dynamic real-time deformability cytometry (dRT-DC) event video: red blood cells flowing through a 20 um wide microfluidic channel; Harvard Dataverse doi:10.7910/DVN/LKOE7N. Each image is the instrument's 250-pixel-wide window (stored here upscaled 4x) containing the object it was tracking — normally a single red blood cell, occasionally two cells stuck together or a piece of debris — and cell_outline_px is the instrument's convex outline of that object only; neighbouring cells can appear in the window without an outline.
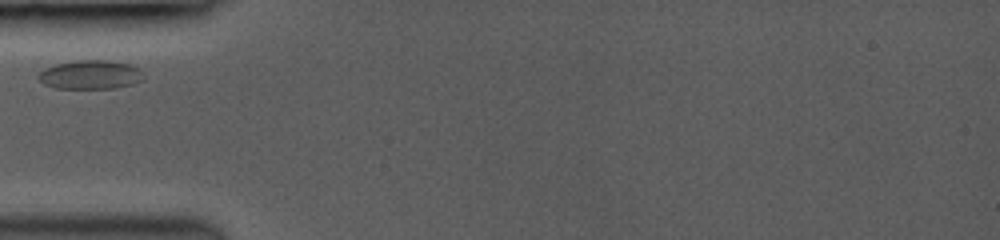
{"species": "common noctule bat (a hibernating species)", "species_latin": "Nyctalus noctula", "temperature_condition": "room temperature", "stored_images_in_passage": 26, "camera_frame_rate_fps": 3000, "um_per_image_px": 0.085, "animal": {"sex": "female", "body_mass_g": 19.0, "forearm_length_mm": 53.3}, "frame": {"image": 1, "passage_image": 1, "time_ms": 0.0, "image_size_px": [1000, 240], "cell_outline_px": [[144, 76], [140, 80], [132, 84], [112, 88], [56, 88], [44, 84], [36, 76], [44, 68], [56, 64], [76, 60], [108, 60], [128, 64], [140, 68], [144, 72]], "centroid_in_image_um": [7.68, 6.34], "position_along_channel_um": 77.3, "area_um2": 17.69}}
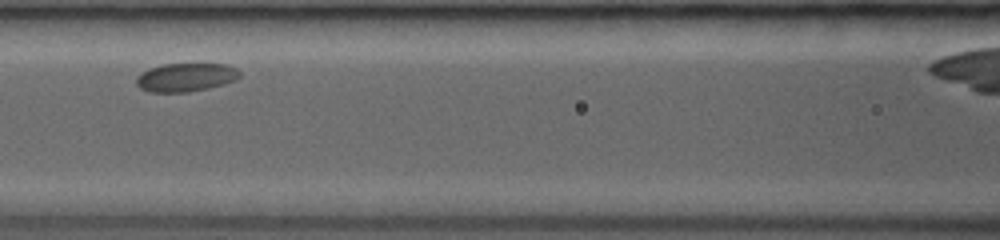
{"frame": {"image": 2, "passage_image": 11, "time_ms": 2.0, "image_size_px": [1000, 240], "cell_outline_px": [[240, 76], [236, 80], [224, 84], [208, 88], [188, 92], [148, 92], [140, 88], [136, 84], [136, 76], [140, 72], [148, 68], [164, 64], [228, 64], [236, 68], [240, 72]], "centroid_in_image_um": [15.77, 6.57], "position_along_channel_um": 150.8, "area_um2": 17.34}}
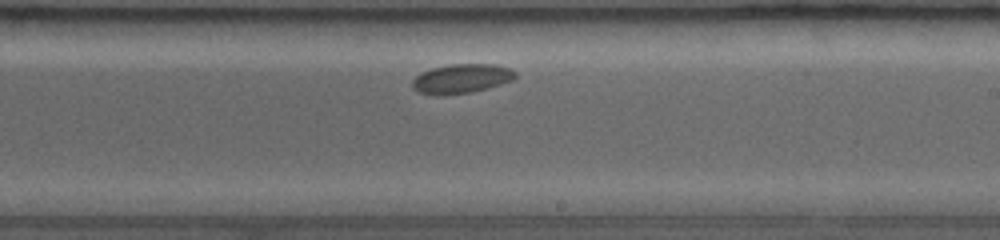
{"frame": {"image": 3, "passage_image": 24, "time_ms": 4.667, "image_size_px": [1000, 240], "cell_outline_px": [[516, 76], [512, 80], [488, 88], [472, 92], [440, 96], [416, 92], [412, 88], [412, 80], [420, 72], [432, 68], [448, 64], [496, 64], [508, 68], [516, 72]], "centroid_in_image_um": [39.18, 6.69], "position_along_channel_um": 249.8, "area_um2": 17.8}}